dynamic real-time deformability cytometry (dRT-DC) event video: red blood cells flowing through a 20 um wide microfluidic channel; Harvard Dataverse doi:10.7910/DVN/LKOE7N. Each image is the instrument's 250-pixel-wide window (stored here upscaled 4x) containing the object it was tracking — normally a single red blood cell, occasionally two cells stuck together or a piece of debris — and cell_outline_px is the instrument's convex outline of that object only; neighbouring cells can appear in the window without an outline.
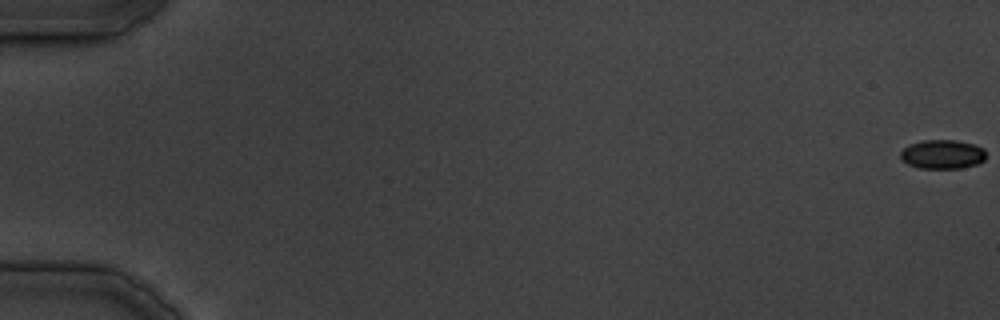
{"species": "common noctule bat (a hibernating species)", "species_latin": "Nyctalus noctula", "temperature_condition": "cold", "stored_images_in_passage": 16, "camera_frame_rate_fps": 3000, "um_per_image_px": 0.085, "animal": {"sex": "male", "body_mass_g": 19.5, "forearm_length_mm": 54.6}, "frame": {"image": 1, "passage_image": 1, "time_ms": 0.0, "image_size_px": [1000, 320], "cell_outline_px": [[984, 160], [976, 164], [960, 168], [920, 168], [908, 164], [900, 160], [900, 152], [908, 144], [924, 140], [956, 140], [972, 144], [984, 148]], "centroid_in_image_um": [80.06, 13.11], "position_along_channel_um": 4.9, "area_um2": 14.45}}